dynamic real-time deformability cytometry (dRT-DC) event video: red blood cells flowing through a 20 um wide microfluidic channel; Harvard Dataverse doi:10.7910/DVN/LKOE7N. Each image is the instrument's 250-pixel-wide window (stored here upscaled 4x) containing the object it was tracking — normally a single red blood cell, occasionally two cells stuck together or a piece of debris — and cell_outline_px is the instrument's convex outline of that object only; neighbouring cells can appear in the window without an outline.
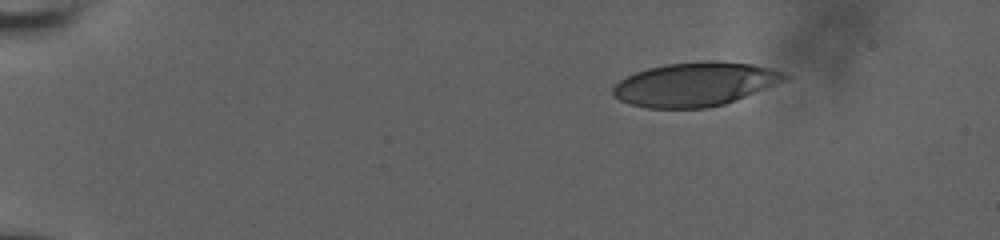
{"species": "human", "species_latin": "Homo sapiens", "temperature_condition": "room temperature", "stored_images_in_passage": 49, "camera_frame_rate_fps": 3000, "um_per_image_px": 0.085, "donor": {"sex": "male"}, "frame": {"image": 1, "passage_image": 1, "time_ms": 0.0, "image_size_px": [1000, 240], "cell_outline_px": [[788, 80], [724, 104], [704, 108], [648, 108], [632, 104], [620, 100], [612, 92], [612, 88], [620, 80], [636, 72], [648, 68], [668, 64], [752, 64], [784, 72], [788, 76]], "centroid_in_image_um": [59.06, 7.21], "position_along_channel_um": 25.9, "area_um2": 42.25}}
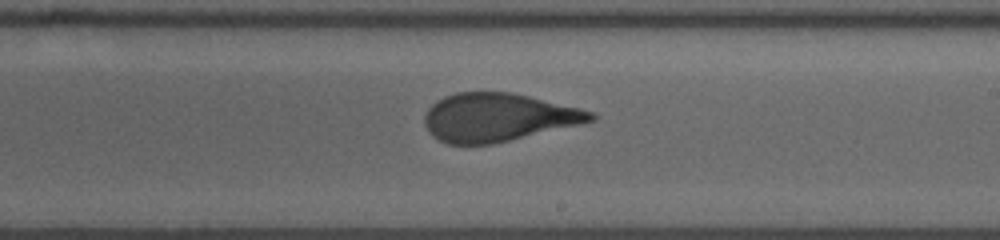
{"frame": {"image": 2, "passage_image": 28, "time_ms": 9.0, "image_size_px": [1000, 240], "cell_outline_px": [[596, 120], [580, 124], [492, 144], [448, 144], [432, 136], [424, 124], [424, 116], [428, 108], [436, 100], [444, 96], [456, 92], [512, 92], [580, 108], [592, 112], [596, 116]], "centroid_in_image_um": [42.3, 9.97], "position_along_channel_um": 246.7, "area_um2": 46.53}}
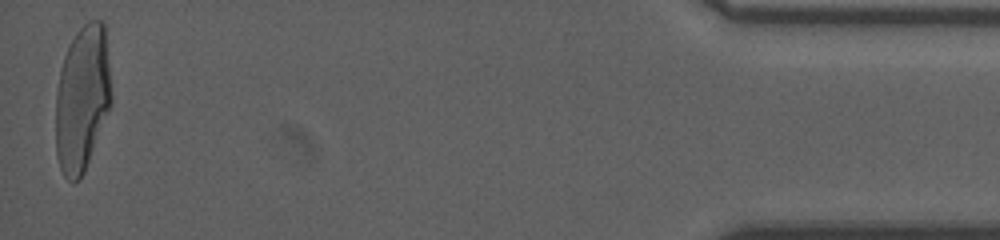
{"frame": {"image": 3, "passage_image": 49, "time_ms": 16.0, "image_size_px": [1000, 240], "cell_outline_px": [[112, 100], [84, 172], [80, 180], [72, 184], [64, 176], [60, 168], [56, 156], [56, 92], [60, 72], [64, 56], [68, 44], [76, 32], [88, 20], [104, 20], [112, 96]], "centroid_in_image_um": [6.98, 8.36], "position_along_channel_um": 428.2, "area_um2": 47.4}, "authors_computed_cell_mechanics": {"area_um2": 47.3382, "velocity_mm_per_s": 3.729, "shape_relaxation_time_tau1_ms": 6.3064, "shape_relaxation_time_tau2_ms": 1.0546, "deformation_change_tau1": 0.2603, "deformation_change_tau2": 0.0882}}